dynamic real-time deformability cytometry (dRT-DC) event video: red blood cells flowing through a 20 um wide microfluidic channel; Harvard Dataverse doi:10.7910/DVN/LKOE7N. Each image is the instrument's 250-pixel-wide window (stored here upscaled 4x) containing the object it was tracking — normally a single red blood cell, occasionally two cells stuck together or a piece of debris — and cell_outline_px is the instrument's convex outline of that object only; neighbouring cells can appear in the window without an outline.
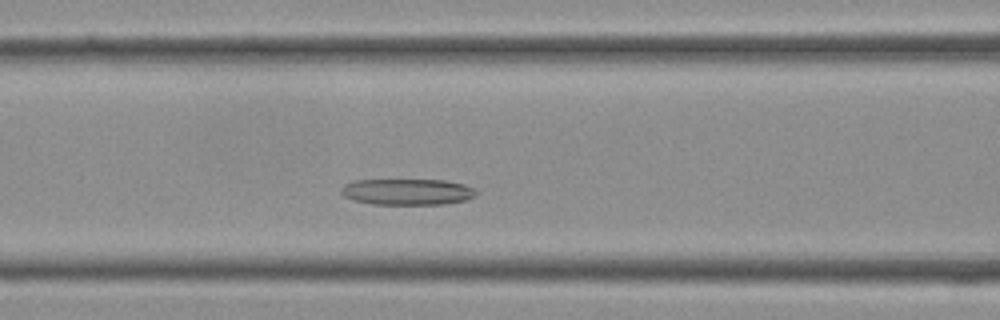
{"species": "Egyptian fruit bat (a non-hibernating species)", "species_latin": "Rousettus aegyptiacus", "temperature_condition": "cold", "stored_images_in_passage": 32, "camera_frame_rate_fps": 3000, "um_per_image_px": 0.085, "frame": {"image": 1, "passage_image": 9, "time_ms": 2.667, "image_size_px": [1000, 320], "cell_outline_px": [[476, 196], [468, 200], [444, 204], [372, 204], [356, 200], [344, 196], [340, 192], [340, 188], [344, 184], [352, 180], [444, 180], [464, 184], [476, 188]], "centroid_in_image_um": [34.65, 16.3], "position_along_channel_um": 132.0, "area_um2": 20.75}}
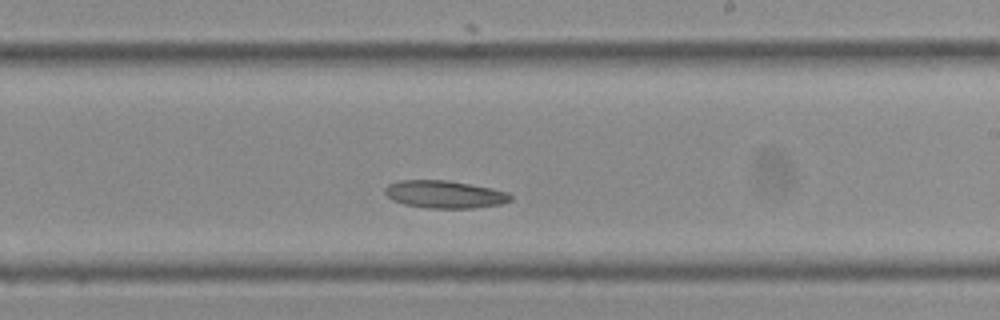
{"frame": {"image": 2, "passage_image": 16, "time_ms": 5.0, "image_size_px": [1000, 320], "cell_outline_px": [[512, 200], [500, 204], [472, 208], [428, 208], [404, 204], [392, 200], [384, 192], [384, 188], [388, 184], [400, 180], [448, 180], [492, 188], [508, 192], [512, 196]], "centroid_in_image_um": [37.79, 16.51], "position_along_channel_um": 251.2, "area_um2": 20.23}}
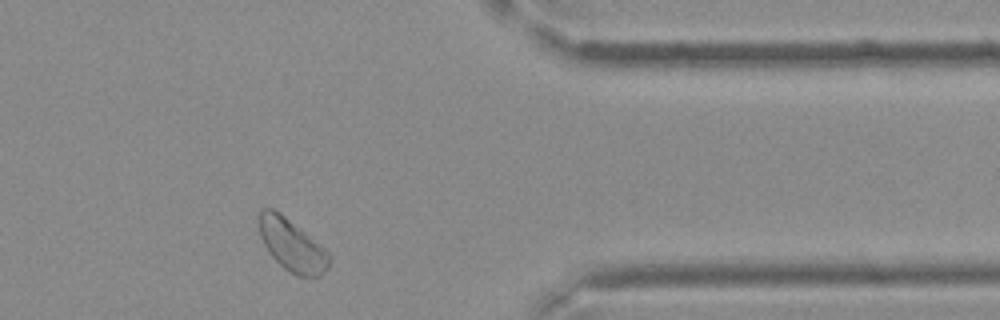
{"frame": {"image": 3, "passage_image": 25, "time_ms": 8.0, "image_size_px": [1000, 320], "cell_outline_px": [[332, 256], [328, 268], [320, 276], [296, 276], [284, 268], [268, 252], [260, 236], [256, 216], [264, 208], [272, 208], [280, 212], [320, 244]], "centroid_in_image_um": [24.8, 20.82], "position_along_channel_um": 386.6, "area_um2": 21.44}}